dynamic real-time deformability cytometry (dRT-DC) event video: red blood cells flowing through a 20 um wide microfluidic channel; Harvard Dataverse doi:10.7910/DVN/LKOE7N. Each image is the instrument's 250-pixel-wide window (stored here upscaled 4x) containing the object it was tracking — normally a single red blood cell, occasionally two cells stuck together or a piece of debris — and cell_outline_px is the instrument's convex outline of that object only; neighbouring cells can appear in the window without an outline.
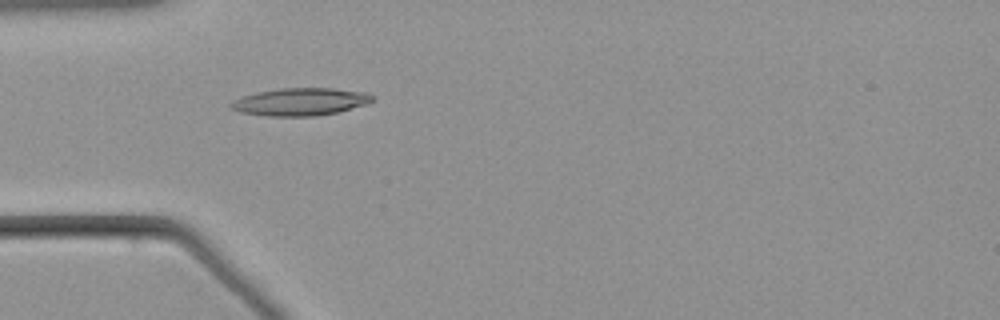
{"species": "common noctule bat (a hibernating species)", "species_latin": "Nyctalus noctula", "temperature_condition": "warm", "stored_images_in_passage": 55, "camera_frame_rate_fps": 3000, "um_per_image_px": 0.085, "animal": {"sex": "male", "body_mass_g": 21.5, "forearm_length_mm": 52.0}, "frame": {"image": 1, "passage_image": 17, "time_ms": 5.333, "image_size_px": [1000, 320], "cell_outline_px": [[372, 100], [368, 104], [336, 112], [316, 116], [268, 116], [240, 112], [232, 108], [228, 104], [232, 100], [256, 92], [280, 88], [332, 88], [368, 92], [372, 96]], "centroid_in_image_um": [25.52, 8.64], "position_along_channel_um": 59.5, "area_um2": 22.72}}
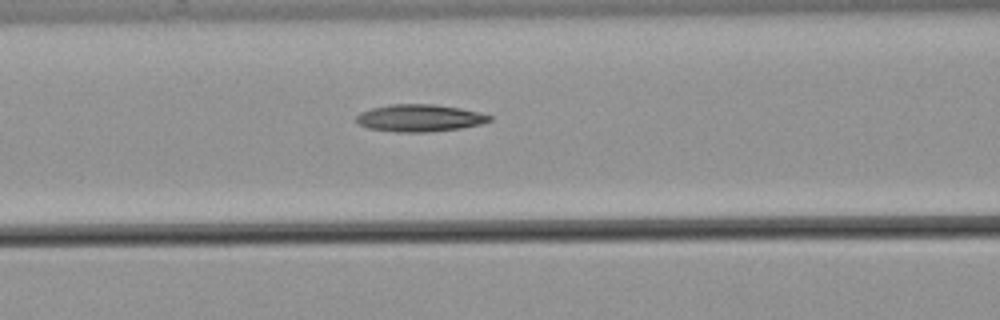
{"frame": {"image": 2, "passage_image": 23, "time_ms": 7.333, "image_size_px": [1000, 320], "cell_outline_px": [[492, 120], [480, 124], [460, 128], [428, 132], [396, 132], [368, 128], [360, 124], [356, 120], [356, 116], [360, 112], [372, 108], [388, 104], [432, 104], [460, 108], [480, 112], [492, 116]], "centroid_in_image_um": [35.67, 10.03], "position_along_channel_um": 130.9, "area_um2": 21.1}}
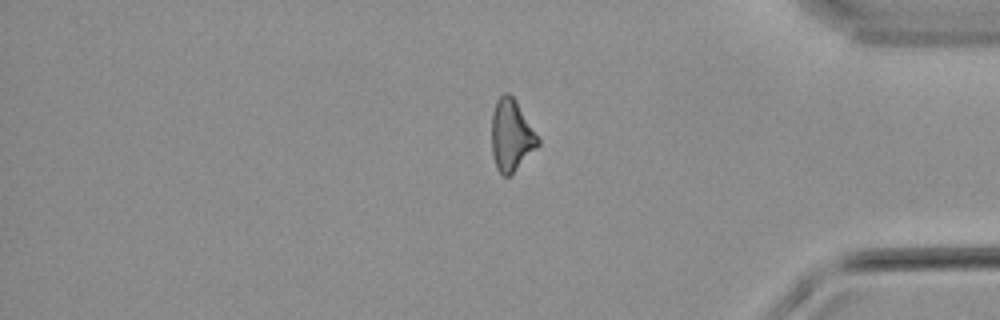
{"frame": {"image": 3, "passage_image": 46, "time_ms": 15.0, "image_size_px": [1000, 320], "cell_outline_px": [[540, 144], [508, 176], [500, 176], [496, 168], [492, 152], [492, 112], [496, 100], [504, 92], [508, 92], [516, 100], [540, 140]], "centroid_in_image_um": [43.44, 11.48], "position_along_channel_um": 391.8, "area_um2": 19.13}}